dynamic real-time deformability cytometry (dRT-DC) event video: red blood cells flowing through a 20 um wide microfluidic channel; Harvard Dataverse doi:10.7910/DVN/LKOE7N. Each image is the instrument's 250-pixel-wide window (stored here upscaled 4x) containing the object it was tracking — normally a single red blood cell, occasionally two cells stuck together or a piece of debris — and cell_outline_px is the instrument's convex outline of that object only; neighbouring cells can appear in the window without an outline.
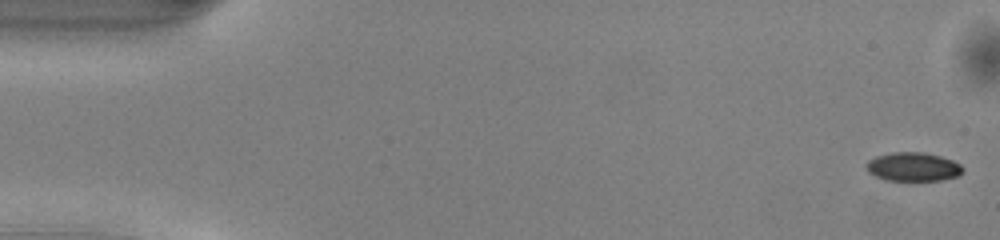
{"species": "common noctule bat (a hibernating species)", "species_latin": "Nyctalus noctula", "temperature_condition": "warm", "stored_images_in_passage": 50, "camera_frame_rate_fps": 3000, "um_per_image_px": 0.085, "animal": {"sex": "male", "body_mass_g": 13.0, "forearm_length_mm": 53.1}, "frame": {"image": 1, "passage_image": 1, "time_ms": 0.0, "image_size_px": [1000, 240], "cell_outline_px": [[964, 172], [956, 176], [940, 180], [908, 184], [884, 180], [868, 172], [864, 164], [868, 160], [876, 156], [892, 152], [924, 152], [940, 156], [952, 160], [960, 164], [964, 168]], "centroid_in_image_um": [77.58, 14.23], "position_along_channel_um": 7.4, "area_um2": 17.05}}
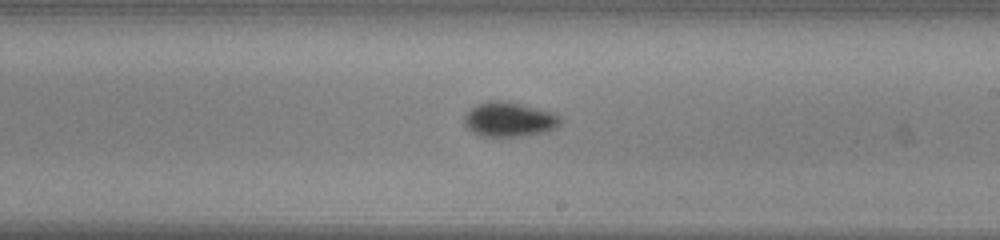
{"frame": {"image": 2, "passage_image": 29, "time_ms": 9.333, "image_size_px": [1000, 240], "cell_outline_px": [[560, 124], [556, 128], [544, 132], [524, 136], [480, 136], [472, 132], [464, 124], [464, 116], [476, 104], [488, 100], [500, 100], [520, 104], [552, 112], [560, 116]], "centroid_in_image_um": [43.26, 10.15], "position_along_channel_um": 245.7, "area_um2": 19.31}}
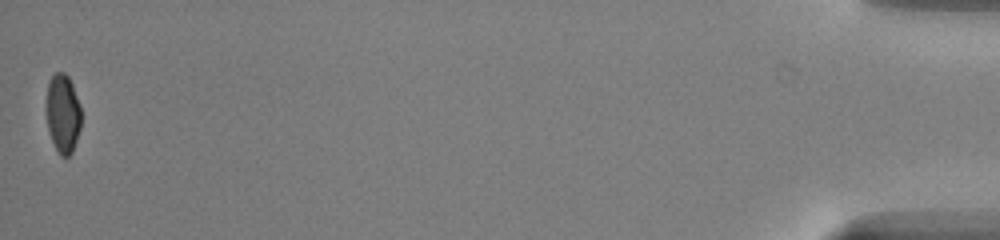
{"frame": {"image": 3, "passage_image": 50, "time_ms": 16.333, "image_size_px": [1000, 240], "cell_outline_px": [[80, 128], [72, 152], [68, 156], [60, 156], [52, 140], [48, 128], [44, 108], [48, 80], [56, 72], [64, 72], [68, 76], [72, 84], [80, 104]], "centroid_in_image_um": [5.31, 9.6], "position_along_channel_um": 429.9, "area_um2": 16.24}, "authors_computed_cell_mechanics": {"area_um2": 17.6001, "velocity_mm_per_s": 4.091, "shape_relaxation_time_tau1_ms": 2.6815, "shape_relaxation_time_tau2_ms": 5.8261, "deformation_change_tau1": 0.0917, "deformation_change_tau2": 0.0617}}